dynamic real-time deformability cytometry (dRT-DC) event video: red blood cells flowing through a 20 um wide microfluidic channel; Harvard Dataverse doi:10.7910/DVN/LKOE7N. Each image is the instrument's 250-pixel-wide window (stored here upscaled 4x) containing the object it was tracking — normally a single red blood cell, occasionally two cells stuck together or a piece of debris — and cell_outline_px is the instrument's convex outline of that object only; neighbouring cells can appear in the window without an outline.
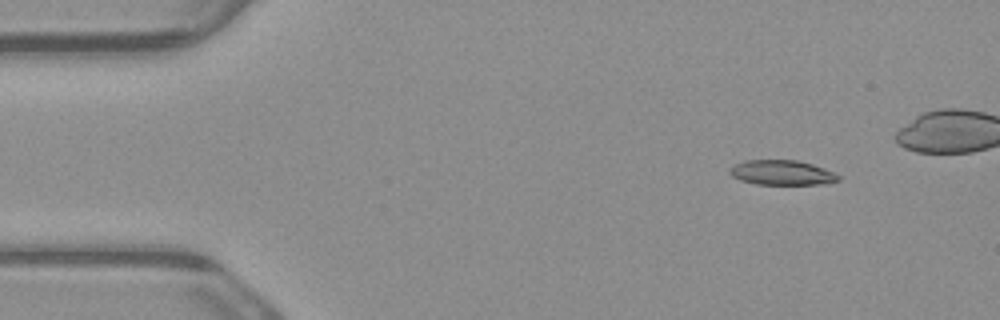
{"species": "common noctule bat (a hibernating species)", "species_latin": "Nyctalus noctula", "temperature_condition": "warm", "stored_images_in_passage": 4, "camera_frame_rate_fps": 3000, "um_per_image_px": 0.085, "animal": {"sex": "male", "body_mass_g": 23.1, "forearm_length_mm": 52.7}, "frame": {"image": 1, "passage_image": 1, "time_ms": 0.0, "image_size_px": [1000, 320], "cell_outline_px": [[840, 180], [828, 184], [756, 184], [740, 180], [732, 176], [728, 172], [728, 168], [732, 164], [744, 160], [796, 160], [812, 164], [824, 168], [840, 176]], "centroid_in_image_um": [66.42, 14.67], "position_along_channel_um": 18.6, "area_um2": 15.9}}